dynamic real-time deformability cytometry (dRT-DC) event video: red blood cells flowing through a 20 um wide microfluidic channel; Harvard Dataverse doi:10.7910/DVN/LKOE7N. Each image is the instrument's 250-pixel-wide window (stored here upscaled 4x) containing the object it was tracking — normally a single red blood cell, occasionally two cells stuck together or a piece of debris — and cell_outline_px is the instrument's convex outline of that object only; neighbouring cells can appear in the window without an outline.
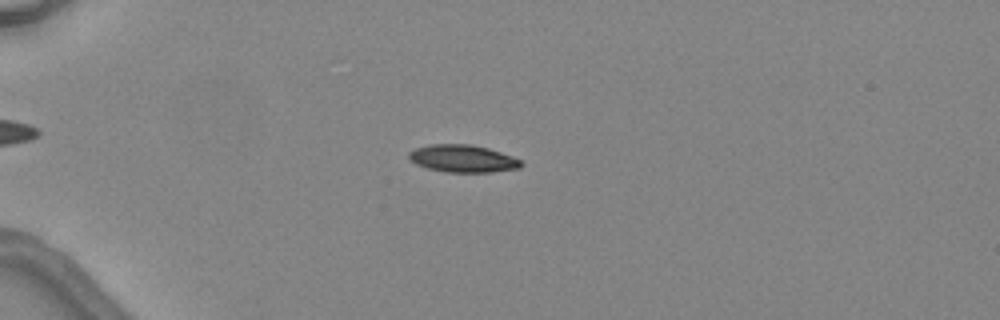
{"species": "common noctule bat (a hibernating species)", "species_latin": "Nyctalus noctula", "temperature_condition": "warm", "stored_images_in_passage": 5, "camera_frame_rate_fps": 3000, "um_per_image_px": 0.085, "animal": {"sex": "female", "body_mass_g": 24.6, "forearm_length_mm": 56.2}, "frame": {"image": 1, "passage_image": 3, "time_ms": 3.333, "image_size_px": [1000, 320], "cell_outline_px": [[524, 164], [520, 168], [492, 172], [448, 172], [428, 168], [416, 164], [408, 156], [408, 152], [416, 148], [432, 144], [472, 144], [488, 148], [512, 156], [520, 160]], "centroid_in_image_um": [39.36, 13.48], "position_along_channel_um": 45.6, "area_um2": 17.86}}